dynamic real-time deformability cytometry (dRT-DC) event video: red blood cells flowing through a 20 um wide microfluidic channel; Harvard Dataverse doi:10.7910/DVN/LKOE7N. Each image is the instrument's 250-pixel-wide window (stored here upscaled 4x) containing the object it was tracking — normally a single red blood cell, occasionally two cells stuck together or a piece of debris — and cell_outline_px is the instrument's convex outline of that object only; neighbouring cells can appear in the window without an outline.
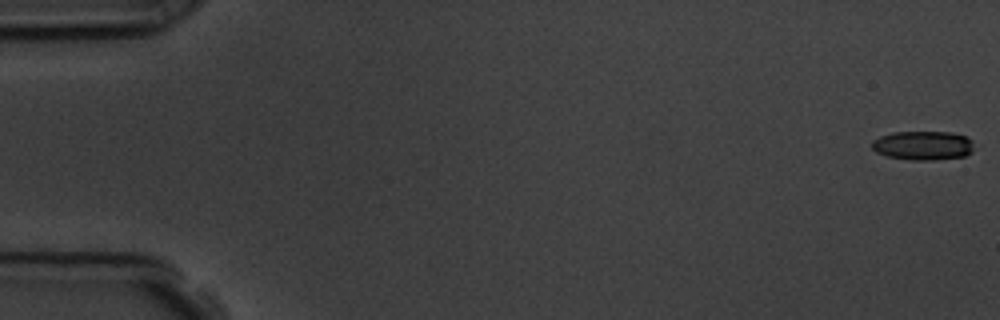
{"species": "common noctule bat (a hibernating species)", "species_latin": "Nyctalus noctula", "temperature_condition": "room temperature", "stored_images_in_passage": 8, "camera_frame_rate_fps": 3000, "um_per_image_px": 0.085, "animal": {"sex": "male", "body_mass_g": 19.5, "forearm_length_mm": 54.6}, "frame": {"image": 1, "passage_image": 1, "time_ms": 0.0, "image_size_px": [1000, 320], "cell_outline_px": [[972, 152], [964, 156], [932, 160], [912, 160], [888, 156], [876, 152], [872, 148], [872, 140], [880, 136], [892, 132], [952, 132], [968, 136], [972, 140]], "centroid_in_image_um": [78.46, 12.35], "position_along_channel_um": 6.5, "area_um2": 17.34}}